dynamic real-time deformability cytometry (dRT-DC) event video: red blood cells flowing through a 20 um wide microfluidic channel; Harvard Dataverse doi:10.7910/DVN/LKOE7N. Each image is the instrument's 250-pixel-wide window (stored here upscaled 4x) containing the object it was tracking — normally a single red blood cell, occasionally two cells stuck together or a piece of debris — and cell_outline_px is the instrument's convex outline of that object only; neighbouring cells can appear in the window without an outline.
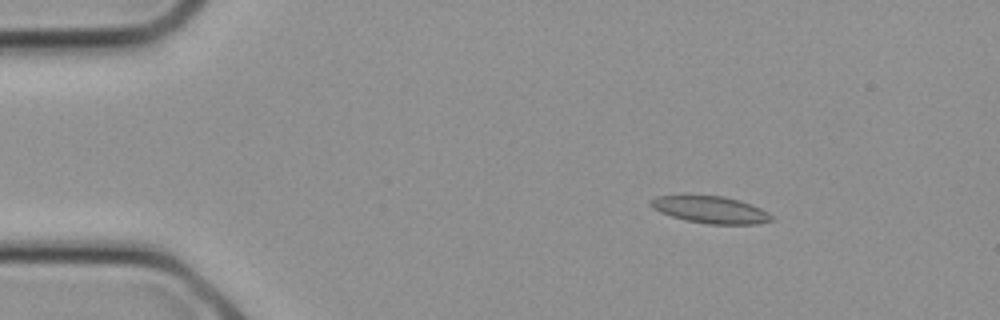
{"species": "common noctule bat (a hibernating species)", "species_latin": "Nyctalus noctula", "temperature_condition": "cold", "stored_images_in_passage": 15, "camera_frame_rate_fps": 3000, "um_per_image_px": 0.085, "animal": {"sex": "female", "body_mass_g": 21.9}, "frame": {"image": 1, "passage_image": 3, "time_ms": 0.667, "image_size_px": [1000, 320], "cell_outline_px": [[776, 220], [756, 224], [708, 224], [688, 220], [672, 216], [660, 212], [652, 208], [648, 204], [648, 200], [656, 196], [724, 196], [740, 200], [752, 204], [768, 212]], "centroid_in_image_um": [60.41, 17.83], "position_along_channel_um": 24.6, "area_um2": 19.02}}
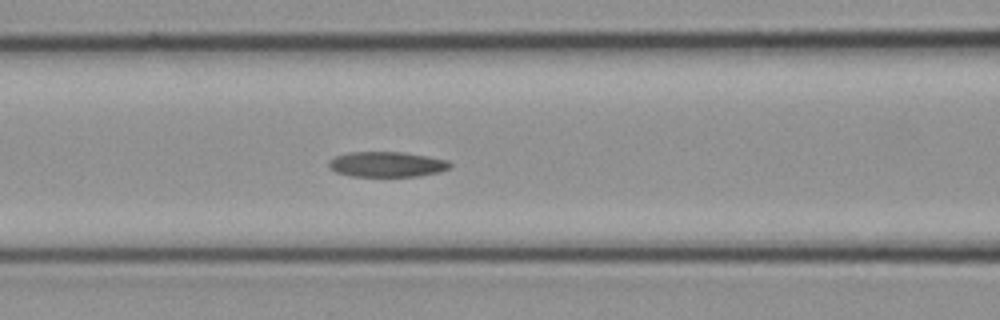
{"frame": {"image": 2, "passage_image": 10, "time_ms": 3.0, "image_size_px": [1000, 320], "cell_outline_px": [[452, 168], [440, 172], [420, 176], [352, 176], [336, 172], [328, 164], [328, 160], [336, 156], [348, 152], [404, 152], [428, 156], [448, 160], [452, 164]], "centroid_in_image_um": [32.94, 13.96], "position_along_channel_um": 133.7, "area_um2": 17.98}}
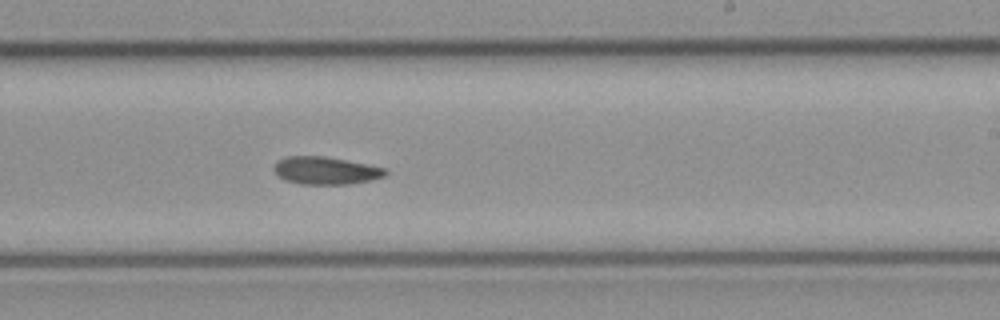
{"frame": {"image": 3, "passage_image": 15, "time_ms": 4.667, "image_size_px": [1000, 320], "cell_outline_px": [[388, 172], [384, 176], [368, 180], [348, 184], [300, 184], [284, 180], [272, 168], [276, 160], [284, 156], [324, 156], [368, 164], [384, 168]], "centroid_in_image_um": [27.63, 14.48], "position_along_channel_um": 261.4, "area_um2": 17.92}}